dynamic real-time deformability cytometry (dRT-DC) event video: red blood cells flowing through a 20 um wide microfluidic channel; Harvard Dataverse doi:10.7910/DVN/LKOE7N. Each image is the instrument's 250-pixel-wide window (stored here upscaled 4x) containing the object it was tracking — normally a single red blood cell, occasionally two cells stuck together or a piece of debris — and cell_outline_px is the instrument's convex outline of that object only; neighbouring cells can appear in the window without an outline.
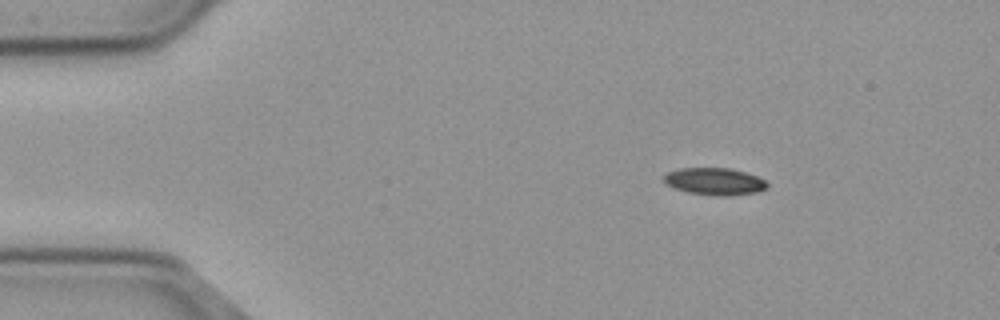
{"species": "common noctule bat (a hibernating species)", "species_latin": "Nyctalus noctula", "temperature_condition": "cold", "stored_images_in_passage": 56, "camera_frame_rate_fps": 3000, "um_per_image_px": 0.085, "animal": {"sex": "male", "body_mass_g": 23.1, "forearm_length_mm": 52.7}, "frame": {"image": 1, "passage_image": 9, "time_ms": 2.667, "image_size_px": [1000, 320], "cell_outline_px": [[768, 188], [756, 192], [728, 196], [716, 196], [688, 192], [664, 184], [664, 176], [668, 172], [680, 168], [728, 168], [744, 172], [756, 176], [764, 180], [768, 184]], "centroid_in_image_um": [60.74, 15.42], "position_along_channel_um": 24.3, "area_um2": 16.24}}
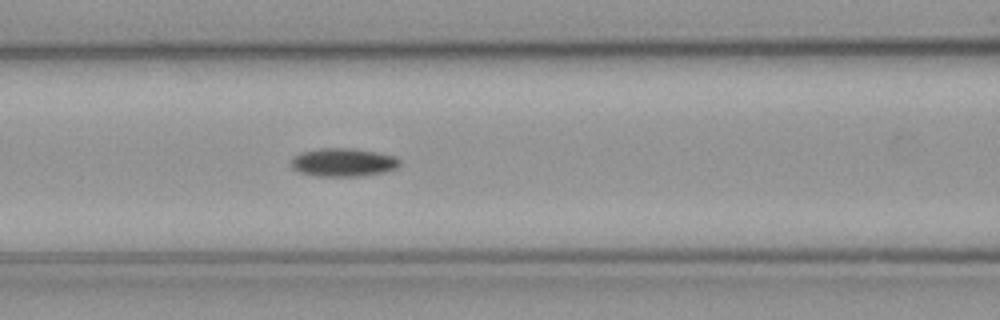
{"frame": {"image": 2, "passage_image": 24, "time_ms": 7.667, "image_size_px": [1000, 320], "cell_outline_px": [[400, 164], [396, 168], [384, 172], [360, 176], [316, 176], [300, 172], [292, 168], [292, 160], [300, 152], [320, 148], [352, 148], [376, 152], [396, 156], [400, 160]], "centroid_in_image_um": [29.19, 13.79], "position_along_channel_um": 137.4, "area_um2": 17.86}}
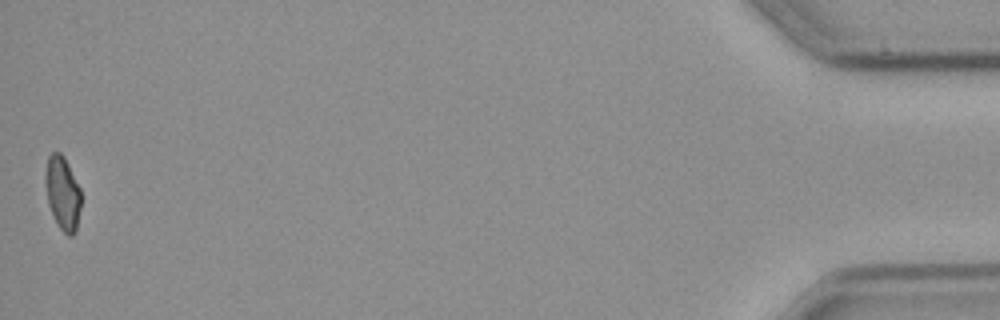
{"frame": {"image": 3, "passage_image": 56, "time_ms": 18.333, "image_size_px": [1000, 320], "cell_outline_px": [[80, 208], [76, 232], [72, 236], [68, 236], [56, 224], [48, 204], [44, 180], [44, 176], [48, 156], [52, 152], [60, 152], [64, 156], [80, 188]], "centroid_in_image_um": [5.3, 16.42], "position_along_channel_um": 429.9, "area_um2": 15.43}, "authors_computed_cell_mechanics": {"area_um2": 16.4441, "velocity_mm_per_s": 3.6967, "shape_relaxation_time_tau1_ms": 6.265, "shape_relaxation_time_tau2_ms": null, "deformation_change_tau1": 0.1359, "deformation_change_tau2": null}}